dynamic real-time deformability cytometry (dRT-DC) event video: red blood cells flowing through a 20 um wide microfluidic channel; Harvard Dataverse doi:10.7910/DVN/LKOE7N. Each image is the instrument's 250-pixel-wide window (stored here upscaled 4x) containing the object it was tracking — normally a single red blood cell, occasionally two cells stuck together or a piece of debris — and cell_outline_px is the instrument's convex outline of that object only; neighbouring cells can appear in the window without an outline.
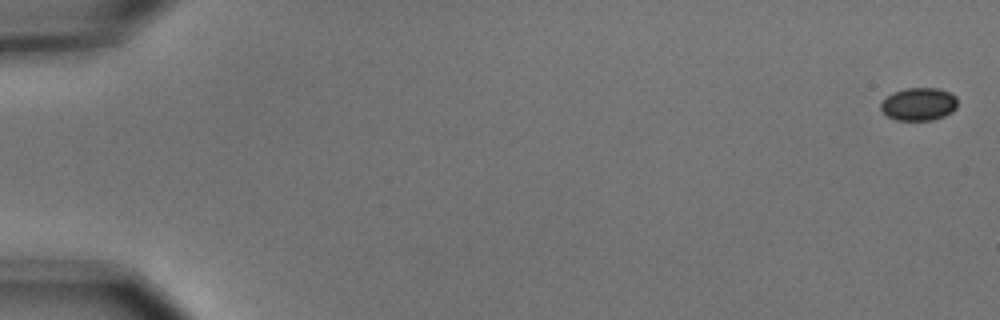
{"species": "common noctule bat (a hibernating species)", "species_latin": "Nyctalus noctula", "temperature_condition": "cold", "stored_images_in_passage": 6, "camera_frame_rate_fps": 3000, "um_per_image_px": 0.085, "animal": {"sex": "male", "body_mass_g": 15.6}, "frame": {"image": 1, "passage_image": 1, "time_ms": 0.0, "image_size_px": [1000, 320], "cell_outline_px": [[956, 108], [952, 112], [944, 116], [932, 120], [896, 120], [888, 116], [880, 108], [880, 104], [892, 92], [904, 88], [936, 88], [952, 92], [956, 96]], "centroid_in_image_um": [78.11, 8.84], "position_along_channel_um": 6.9, "area_um2": 14.74}}
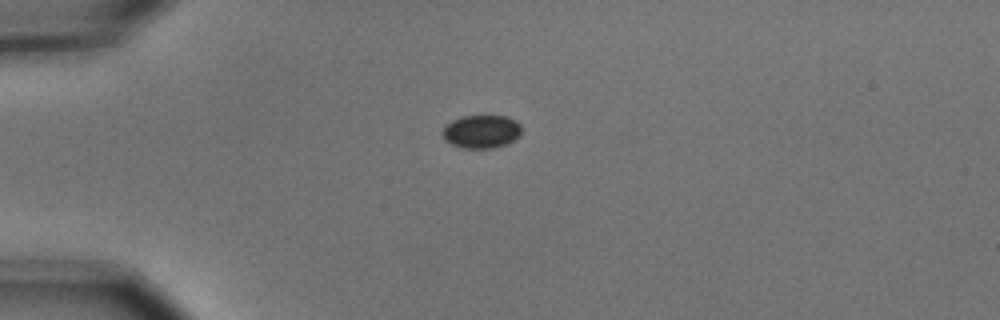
{"frame": {"image": 2, "passage_image": 5, "time_ms": 1.333, "image_size_px": [1000, 320], "cell_outline_px": [[520, 132], [512, 140], [504, 144], [492, 148], [464, 148], [452, 144], [444, 140], [440, 132], [452, 120], [460, 116], [508, 116], [516, 120], [520, 124]], "centroid_in_image_um": [40.87, 11.17], "position_along_channel_um": 44.1, "area_um2": 15.14}}